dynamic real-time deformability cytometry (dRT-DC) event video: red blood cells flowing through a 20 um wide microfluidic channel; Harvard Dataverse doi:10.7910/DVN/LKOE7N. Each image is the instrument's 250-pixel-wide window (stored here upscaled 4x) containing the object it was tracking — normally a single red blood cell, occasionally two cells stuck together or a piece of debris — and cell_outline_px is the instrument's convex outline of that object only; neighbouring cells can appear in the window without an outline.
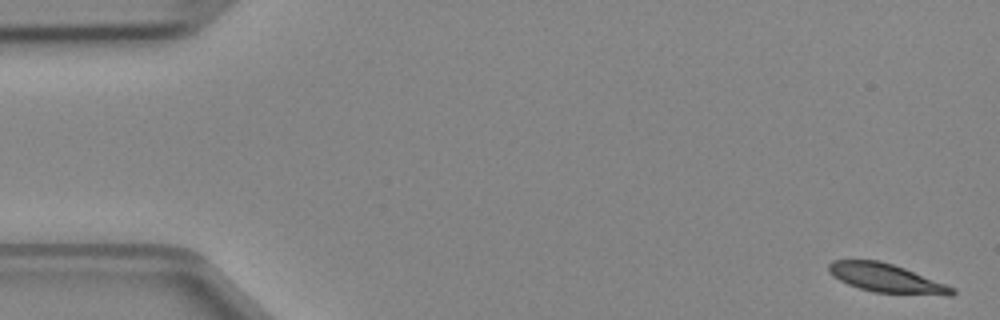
{"species": "Egyptian fruit bat (a non-hibernating species)", "species_latin": "Rousettus aegyptiacus", "temperature_condition": "cold", "stored_images_in_passage": 4, "camera_frame_rate_fps": 3000, "um_per_image_px": 0.085, "animal": {"sex": "female"}, "frame": {"image": 1, "passage_image": 1, "time_ms": 0.0, "image_size_px": [1000, 320], "cell_outline_px": [[956, 292], [952, 296], [948, 296], [872, 292], [848, 284], [840, 280], [828, 272], [828, 264], [832, 260], [880, 260], [904, 268], [956, 288]], "centroid_in_image_um": [75.37, 23.65], "position_along_channel_um": 9.6, "area_um2": 20.69}}
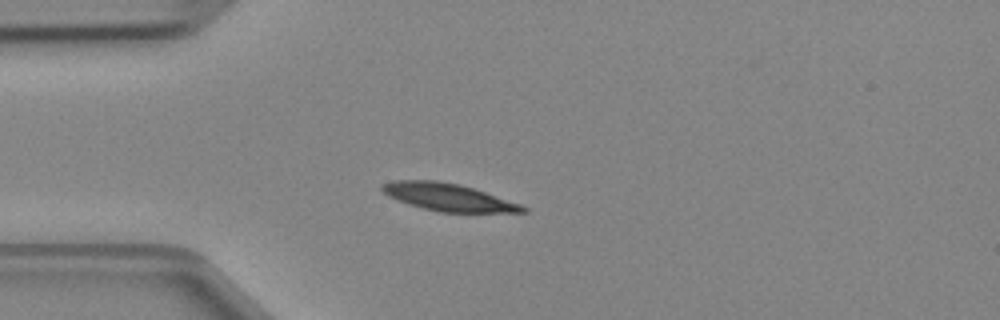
{"frame": {"image": 2, "passage_image": 4, "time_ms": 1.0, "image_size_px": [1000, 320], "cell_outline_px": [[528, 212], [440, 212], [408, 204], [388, 196], [380, 188], [380, 184], [392, 180], [436, 180], [460, 184], [520, 204], [528, 208]], "centroid_in_image_um": [38.05, 16.75], "position_along_channel_um": 46.9, "area_um2": 22.31}}